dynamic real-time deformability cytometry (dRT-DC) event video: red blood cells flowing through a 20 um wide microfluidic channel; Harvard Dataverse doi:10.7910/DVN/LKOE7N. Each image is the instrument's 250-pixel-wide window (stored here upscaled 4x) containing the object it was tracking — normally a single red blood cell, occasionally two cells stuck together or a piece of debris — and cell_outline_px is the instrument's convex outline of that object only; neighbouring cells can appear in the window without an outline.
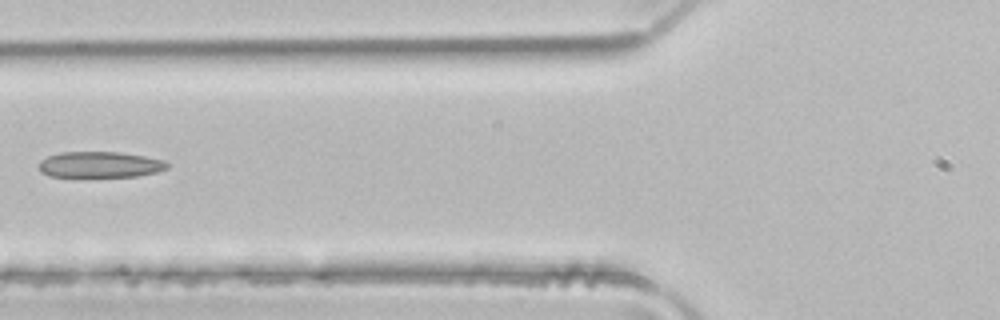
{"species": "common noctule bat (a hibernating species)", "species_latin": "Nyctalus noctula", "temperature_condition": "room temperature", "stored_images_in_passage": 5, "camera_frame_rate_fps": 3000, "um_per_image_px": 0.085, "animal": {"sex": "male", "body_mass_g": 21.5, "forearm_length_mm": 52.0}, "frame": {"image": 1, "passage_image": 5, "time_ms": 1.333, "image_size_px": [1000, 320], "cell_outline_px": [[168, 168], [156, 172], [136, 176], [48, 176], [40, 172], [40, 160], [48, 156], [60, 152], [120, 152], [144, 156], [164, 160], [168, 164]], "centroid_in_image_um": [8.49, 13.98], "position_along_channel_um": 117.3, "area_um2": 19.25}}